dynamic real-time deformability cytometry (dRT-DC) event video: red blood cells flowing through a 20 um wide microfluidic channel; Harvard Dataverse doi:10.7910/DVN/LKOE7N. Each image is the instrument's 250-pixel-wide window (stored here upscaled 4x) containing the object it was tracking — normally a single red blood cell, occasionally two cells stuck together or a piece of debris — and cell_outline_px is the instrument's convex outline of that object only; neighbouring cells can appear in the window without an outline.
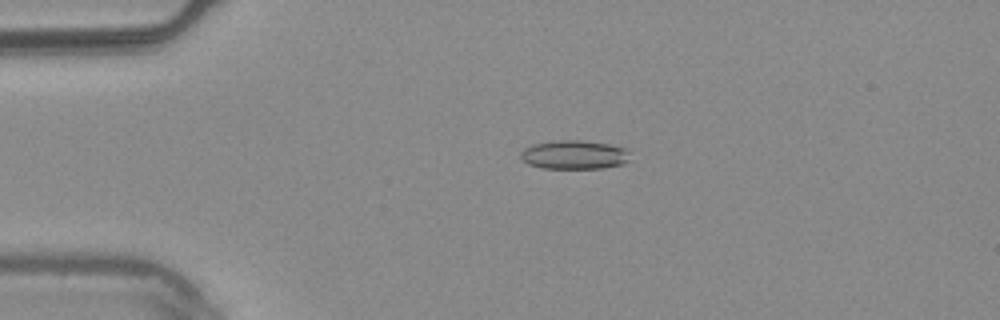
{"species": "common noctule bat (a hibernating species)", "species_latin": "Nyctalus noctula", "temperature_condition": "warm", "stored_images_in_passage": 4, "camera_frame_rate_fps": 3000, "um_per_image_px": 0.085, "animal": {"sex": "male", "body_mass_g": 20.4}, "frame": {"image": 1, "passage_image": 3, "time_ms": 0.667, "image_size_px": [1000, 320], "cell_outline_px": [[628, 160], [624, 164], [604, 168], [544, 168], [528, 164], [520, 160], [520, 152], [524, 148], [532, 144], [552, 140], [580, 140], [608, 144], [628, 148]], "centroid_in_image_um": [48.78, 13.15], "position_along_channel_um": 36.2, "area_um2": 18.61}}
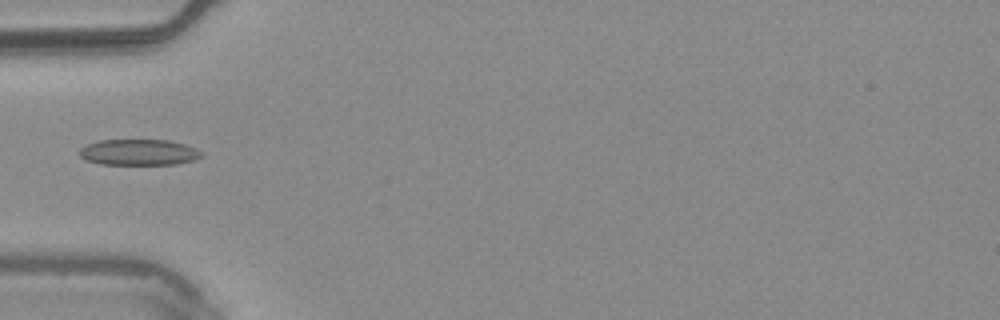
{"frame": {"image": 2, "passage_image": 4, "time_ms": 1.0, "image_size_px": [1000, 320], "cell_outline_px": [[200, 156], [192, 160], [176, 164], [100, 164], [88, 160], [80, 156], [80, 148], [88, 144], [100, 140], [168, 140], [184, 144], [196, 148], [200, 152]], "centroid_in_image_um": [11.78, 12.94], "position_along_channel_um": 73.2, "area_um2": 18.15}}